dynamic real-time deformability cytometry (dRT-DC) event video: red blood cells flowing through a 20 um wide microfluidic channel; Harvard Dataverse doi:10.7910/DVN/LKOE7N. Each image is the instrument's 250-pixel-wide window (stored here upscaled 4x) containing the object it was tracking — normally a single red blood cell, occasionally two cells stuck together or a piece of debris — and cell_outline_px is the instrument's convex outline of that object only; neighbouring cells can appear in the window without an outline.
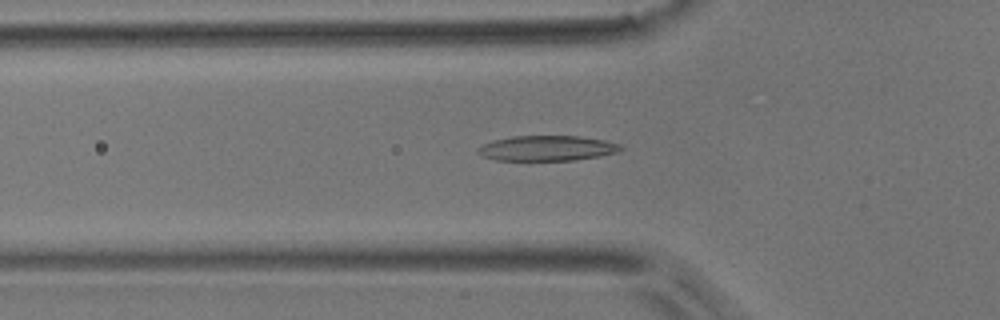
{"species": "common noctule bat (a hibernating species)", "species_latin": "Nyctalus noctula", "temperature_condition": "room temperature", "stored_images_in_passage": 54, "camera_frame_rate_fps": 3000, "um_per_image_px": 0.085, "animal": {"sex": "male", "body_mass_g": 17.9}, "frame": {"image": 1, "passage_image": 18, "time_ms": 5.667, "image_size_px": [1000, 320], "cell_outline_px": [[624, 148], [616, 152], [600, 156], [576, 160], [496, 160], [480, 156], [476, 152], [476, 148], [492, 140], [512, 136], [580, 136], [604, 140], [620, 144]], "centroid_in_image_um": [46.46, 12.6], "position_along_channel_um": 79.3, "area_um2": 21.1}}
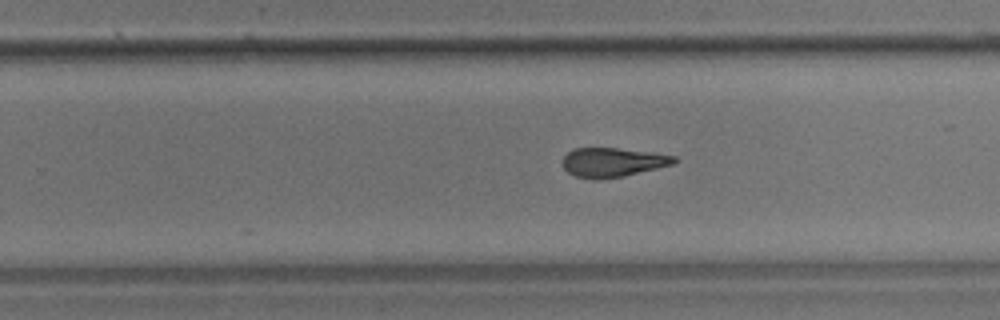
{"frame": {"image": 2, "passage_image": 34, "time_ms": 11.0, "image_size_px": [1000, 320], "cell_outline_px": [[680, 160], [672, 164], [624, 176], [592, 180], [576, 176], [568, 172], [564, 168], [564, 156], [568, 152], [576, 148], [616, 148], [648, 152], [676, 156]], "centroid_in_image_um": [52.08, 13.8], "position_along_channel_um": 277.7, "area_um2": 18.73}}
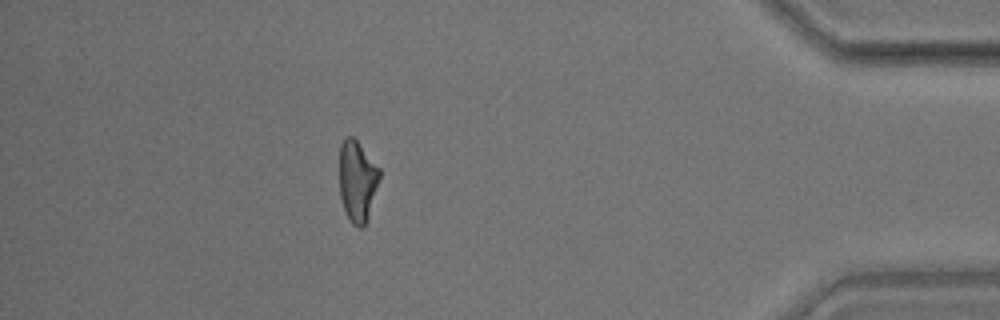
{"frame": {"image": 3, "passage_image": 48, "time_ms": 15.667, "image_size_px": [1000, 320], "cell_outline_px": [[380, 176], [368, 220], [364, 228], [360, 228], [352, 224], [348, 220], [344, 212], [340, 196], [340, 144], [344, 136], [352, 136], [356, 140], [380, 168]], "centroid_in_image_um": [30.36, 15.42], "position_along_channel_um": 404.8, "area_um2": 19.25}, "authors_computed_cell_mechanics": {"area_um2": 20.1722, "velocity_mm_per_s": 3.6979, "shape_relaxation_time_tau1_ms": 5.4065, "shape_relaxation_time_tau2_ms": 2.8375, "deformation_change_tau1": 0.1745, "deformation_change_tau2": 0.1288}}